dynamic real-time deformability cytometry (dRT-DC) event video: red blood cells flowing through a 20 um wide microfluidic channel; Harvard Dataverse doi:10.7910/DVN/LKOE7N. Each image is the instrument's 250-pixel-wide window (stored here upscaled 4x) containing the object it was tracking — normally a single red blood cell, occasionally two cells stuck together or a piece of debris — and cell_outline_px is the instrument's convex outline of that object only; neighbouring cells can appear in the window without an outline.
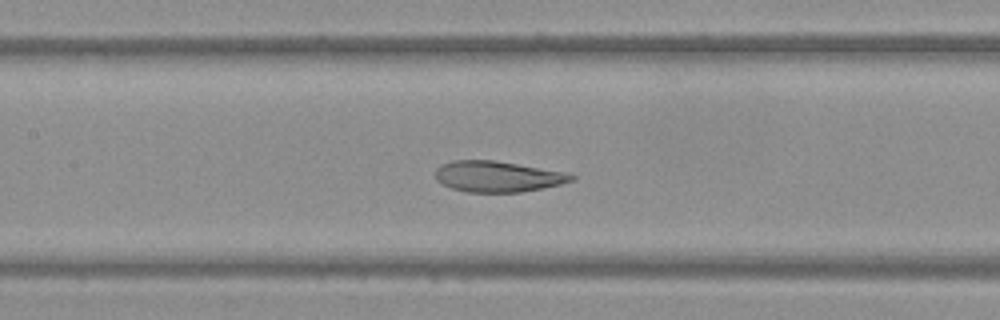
{"species": "Egyptian fruit bat (a non-hibernating species)", "species_latin": "Rousettus aegyptiacus", "temperature_condition": "warm", "stored_images_in_passage": 51, "camera_frame_rate_fps": 3000, "um_per_image_px": 0.085, "frame": {"image": 1, "passage_image": 24, "time_ms": 7.667, "image_size_px": [1000, 320], "cell_outline_px": [[576, 180], [544, 188], [520, 192], [468, 192], [452, 188], [436, 180], [436, 168], [440, 164], [452, 160], [496, 160], [568, 172], [576, 176]], "centroid_in_image_um": [42.34, 14.99], "position_along_channel_um": 165.1, "area_um2": 24.74}}
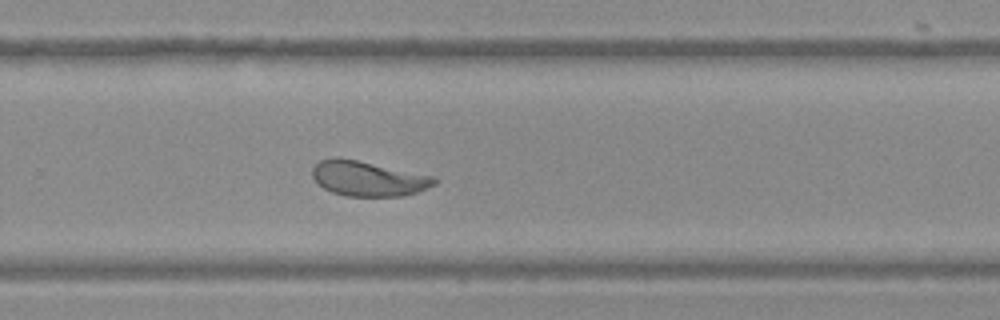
{"frame": {"image": 2, "passage_image": 34, "time_ms": 11.0, "image_size_px": [1000, 320], "cell_outline_px": [[436, 184], [416, 192], [404, 196], [344, 196], [332, 192], [324, 188], [312, 176], [312, 168], [320, 160], [336, 156], [356, 160], [432, 176], [436, 180]], "centroid_in_image_um": [31.25, 15.18], "position_along_channel_um": 298.6, "area_um2": 24.57}}
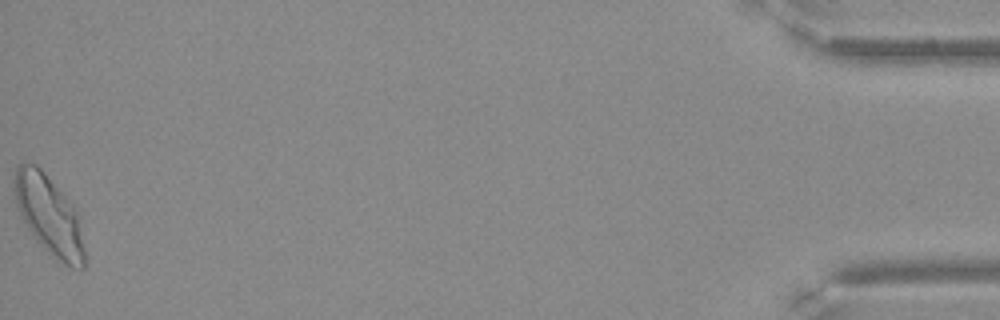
{"frame": {"image": 3, "passage_image": 51, "time_ms": 16.667, "image_size_px": [1000, 320], "cell_outline_px": [[84, 268], [72, 268], [56, 260], [36, 240], [28, 228], [16, 204], [16, 168], [20, 164], [36, 164], [44, 172], [72, 204], [80, 216], [84, 248]], "centroid_in_image_um": [4.23, 18.35], "position_along_channel_um": 431.0, "area_um2": 31.79}}